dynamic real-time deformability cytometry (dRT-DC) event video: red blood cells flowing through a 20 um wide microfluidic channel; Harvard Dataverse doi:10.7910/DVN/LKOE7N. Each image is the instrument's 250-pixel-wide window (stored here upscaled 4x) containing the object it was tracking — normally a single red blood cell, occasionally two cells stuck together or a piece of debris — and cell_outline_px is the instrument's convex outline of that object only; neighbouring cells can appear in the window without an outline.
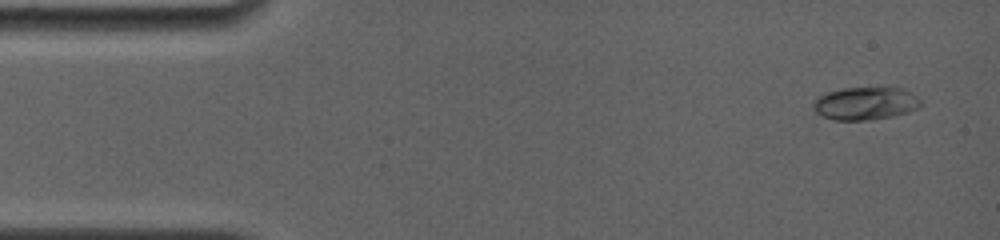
{"species": "common noctule bat (a hibernating species)", "species_latin": "Nyctalus noctula", "temperature_condition": "room temperature", "stored_images_in_passage": 46, "camera_frame_rate_fps": 4000, "um_per_image_px": 0.085, "animal": {"sex": "female", "body_mass_g": 19.0, "forearm_length_mm": 56.7}, "frame": {"image": 1, "passage_image": 3, "time_ms": 0.75, "image_size_px": [1000, 240], "cell_outline_px": [[920, 108], [908, 112], [892, 116], [868, 120], [832, 120], [816, 112], [812, 104], [816, 96], [828, 92], [844, 88], [904, 88], [912, 92], [920, 100]], "centroid_in_image_um": [73.56, 8.79], "position_along_channel_um": 11.4, "area_um2": 20.58}}
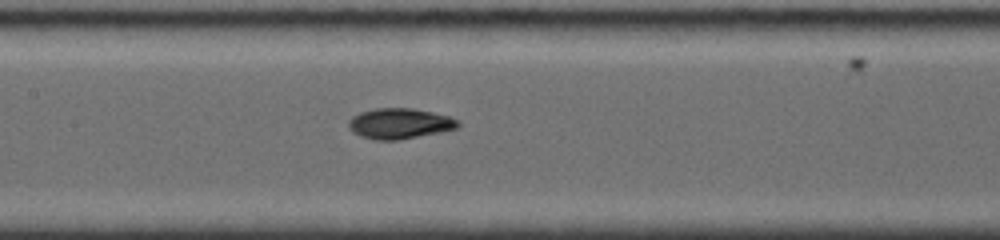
{"frame": {"image": 2, "passage_image": 23, "time_ms": 7.75, "image_size_px": [1000, 240], "cell_outline_px": [[460, 128], [400, 140], [376, 140], [360, 136], [352, 132], [348, 128], [348, 120], [352, 116], [360, 112], [376, 108], [412, 108], [432, 112], [448, 116], [460, 120]], "centroid_in_image_um": [33.97, 10.5], "position_along_channel_um": 173.4, "area_um2": 19.71}}
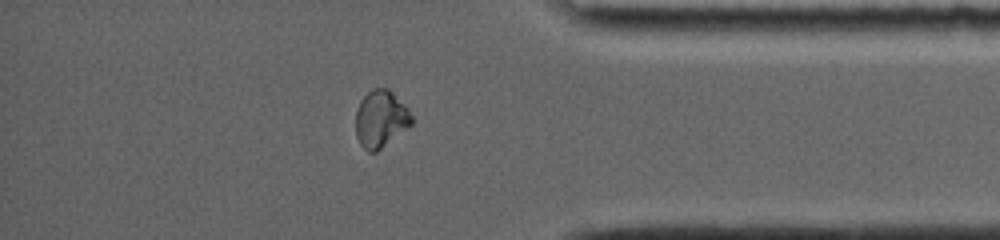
{"frame": {"image": 3, "passage_image": 40, "time_ms": 14.0, "image_size_px": [1000, 240], "cell_outline_px": [[412, 124], [376, 152], [368, 152], [360, 144], [356, 136], [356, 108], [360, 100], [372, 88], [388, 88], [408, 108], [412, 116]], "centroid_in_image_um": [32.34, 10.1], "position_along_channel_um": 402.9, "area_um2": 18.55}, "authors_computed_cell_mechanics": {"area_um2": 19.1896, "velocity_mm_per_s": 3.8003, "shape_relaxation_time_tau1_ms": 9.0059, "shape_relaxation_time_tau2_ms": null, "deformation_change_tau1": 0.2489, "deformation_change_tau2": null}}